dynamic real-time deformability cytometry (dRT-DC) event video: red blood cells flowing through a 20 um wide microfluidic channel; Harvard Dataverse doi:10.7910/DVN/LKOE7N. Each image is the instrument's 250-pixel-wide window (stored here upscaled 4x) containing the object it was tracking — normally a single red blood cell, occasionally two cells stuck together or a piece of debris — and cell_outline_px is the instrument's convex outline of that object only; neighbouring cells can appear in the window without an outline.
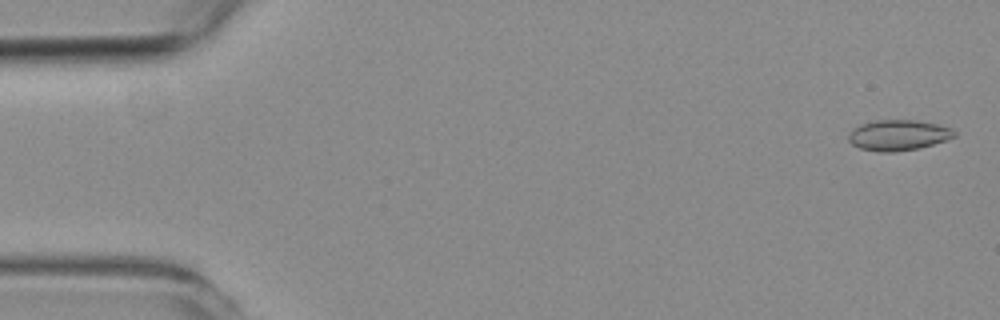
{"species": "common noctule bat (a hibernating species)", "species_latin": "Nyctalus noctula", "temperature_condition": "room temperature", "stored_images_in_passage": 10, "camera_frame_rate_fps": 3000, "um_per_image_px": 0.085, "animal": {"sex": "female", "body_mass_g": 19.3, "forearm_length_mm": 54.1}, "frame": {"image": 1, "passage_image": 2, "time_ms": 0.333, "image_size_px": [1000, 320], "cell_outline_px": [[956, 136], [932, 144], [916, 148], [896, 152], [880, 152], [860, 148], [852, 144], [848, 140], [848, 136], [852, 128], [860, 124], [876, 120], [916, 120], [936, 124], [952, 128], [956, 132]], "centroid_in_image_um": [76.32, 11.48], "position_along_channel_um": 8.7, "area_um2": 18.79}}